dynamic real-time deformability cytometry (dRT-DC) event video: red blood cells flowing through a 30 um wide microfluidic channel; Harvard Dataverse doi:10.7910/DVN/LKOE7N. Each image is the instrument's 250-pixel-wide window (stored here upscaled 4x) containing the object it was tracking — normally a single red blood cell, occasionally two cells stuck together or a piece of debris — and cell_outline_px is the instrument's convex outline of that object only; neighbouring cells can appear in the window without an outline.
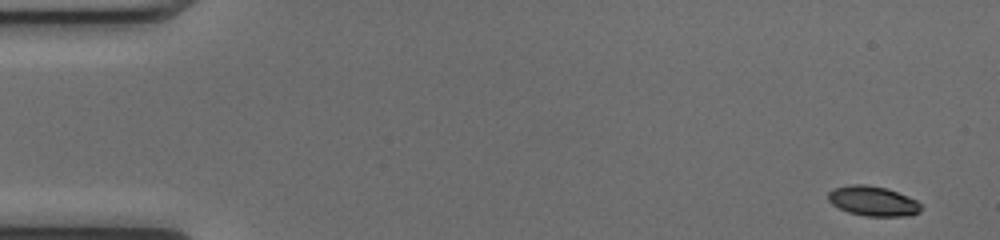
{"species": "common noctule bat (a hibernating species)", "species_latin": "Nyctalus noctula", "temperature_condition": "cold", "stored_images_in_passage": 50, "camera_frame_rate_fps": 3000, "um_per_image_px": 0.085, "animal": {"sex": "female", "body_mass_g": 17.0, "forearm_length_mm": 48.0}, "frame": {"image": 1, "passage_image": 1, "time_ms": 0.0, "image_size_px": [1000, 240], "cell_outline_px": [[924, 208], [920, 212], [908, 216], [864, 216], [848, 212], [832, 204], [828, 200], [828, 192], [836, 188], [852, 184], [864, 184], [884, 188], [908, 196], [916, 200]], "centroid_in_image_um": [74.22, 17.1], "position_along_channel_um": 10.8, "area_um2": 16.07}}
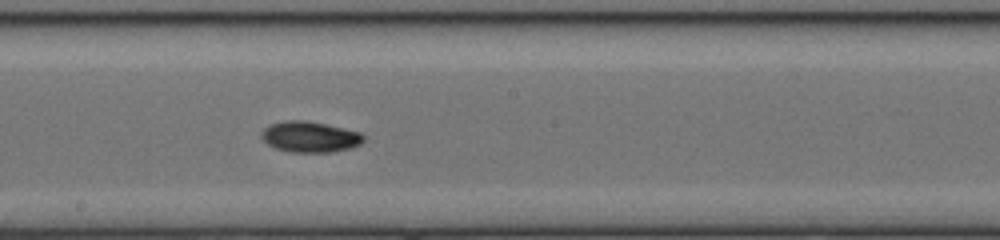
{"frame": {"image": 2, "passage_image": 27, "time_ms": 8.667, "image_size_px": [1000, 240], "cell_outline_px": [[364, 140], [360, 144], [352, 148], [332, 152], [292, 152], [276, 148], [268, 144], [260, 136], [260, 132], [264, 128], [272, 124], [284, 120], [304, 120], [344, 128], [360, 132], [364, 136]], "centroid_in_image_um": [26.35, 11.63], "position_along_channel_um": 221.9, "area_um2": 18.32}}
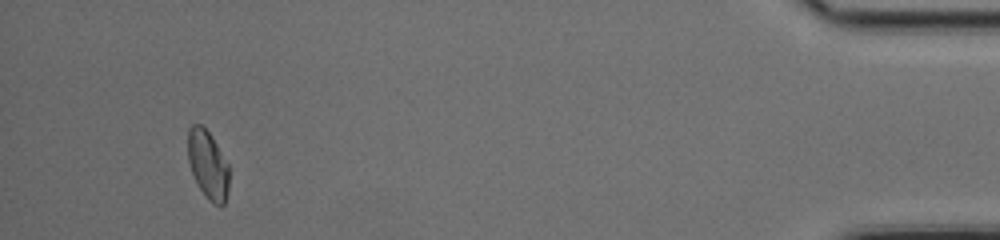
{"frame": {"image": 3, "passage_image": 47, "time_ms": 15.333, "image_size_px": [1000, 240], "cell_outline_px": [[228, 192], [224, 204], [220, 208], [212, 204], [208, 200], [200, 188], [192, 172], [188, 160], [188, 128], [192, 124], [200, 124], [208, 132], [216, 144], [228, 164]], "centroid_in_image_um": [17.67, 14.04], "position_along_channel_um": 417.5, "area_um2": 16.3}, "authors_computed_cell_mechanics": {"area_um2": 16.9932, "velocity_mm_per_s": 4.0528, "shape_relaxation_time_tau1_ms": 3.1075, "shape_relaxation_time_tau2_ms": null, "deformation_change_tau1": 0.1299, "deformation_change_tau2": null}}